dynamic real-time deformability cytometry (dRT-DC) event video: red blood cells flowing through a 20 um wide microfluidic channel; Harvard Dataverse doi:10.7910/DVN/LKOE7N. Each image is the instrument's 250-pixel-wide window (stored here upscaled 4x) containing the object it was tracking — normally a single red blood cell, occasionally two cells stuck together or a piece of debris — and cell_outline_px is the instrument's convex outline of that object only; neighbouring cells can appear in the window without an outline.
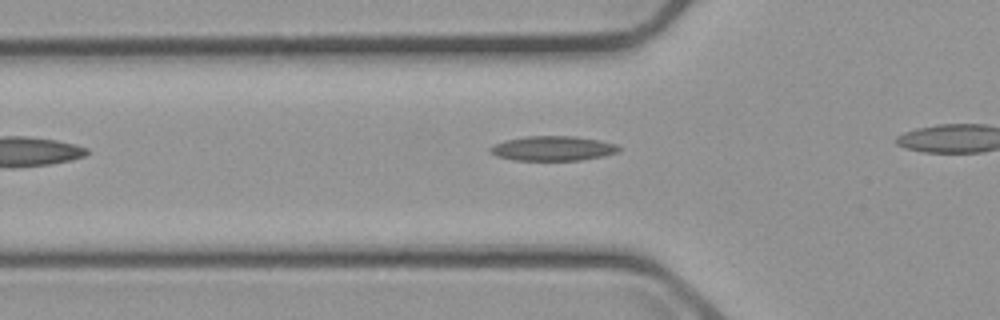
{"species": "common noctule bat (a hibernating species)", "species_latin": "Nyctalus noctula", "temperature_condition": "cold", "stored_images_in_passage": 3, "camera_frame_rate_fps": 3000, "um_per_image_px": 0.085, "animal": {"sex": "male", "body_mass_g": 23.1, "forearm_length_mm": 52.7}, "frame": {"image": 1, "passage_image": 2, "time_ms": 1.333, "image_size_px": [1000, 320], "cell_outline_px": [[620, 152], [604, 156], [580, 160], [516, 160], [496, 156], [488, 148], [496, 144], [508, 140], [528, 136], [576, 136], [600, 140], [616, 144], [620, 148]], "centroid_in_image_um": [47.06, 12.61], "position_along_channel_um": 78.7, "area_um2": 18.38}}